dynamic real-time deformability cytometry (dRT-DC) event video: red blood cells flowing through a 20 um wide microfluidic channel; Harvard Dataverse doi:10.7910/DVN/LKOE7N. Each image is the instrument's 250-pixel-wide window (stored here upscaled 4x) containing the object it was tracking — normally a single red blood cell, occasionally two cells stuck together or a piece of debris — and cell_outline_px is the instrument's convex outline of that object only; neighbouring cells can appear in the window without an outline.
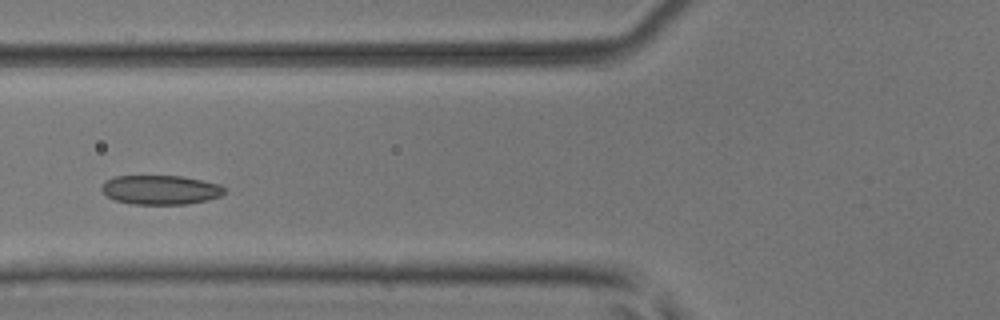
{"species": "common noctule bat (a hibernating species)", "species_latin": "Nyctalus noctula", "temperature_condition": "room temperature", "stored_images_in_passage": 5, "camera_frame_rate_fps": 3000, "um_per_image_px": 0.085, "animal": {"sex": "male", "body_mass_g": 17.9, "forearm_length_mm": 54.2}, "frame": {"image": 1, "passage_image": 5, "time_ms": 1.333, "image_size_px": [1000, 320], "cell_outline_px": [[224, 192], [220, 196], [208, 200], [188, 204], [132, 204], [116, 200], [108, 196], [100, 188], [104, 180], [116, 176], [180, 176], [220, 184], [224, 188]], "centroid_in_image_um": [13.63, 16.13], "position_along_channel_um": 112.2, "area_um2": 20.87}}